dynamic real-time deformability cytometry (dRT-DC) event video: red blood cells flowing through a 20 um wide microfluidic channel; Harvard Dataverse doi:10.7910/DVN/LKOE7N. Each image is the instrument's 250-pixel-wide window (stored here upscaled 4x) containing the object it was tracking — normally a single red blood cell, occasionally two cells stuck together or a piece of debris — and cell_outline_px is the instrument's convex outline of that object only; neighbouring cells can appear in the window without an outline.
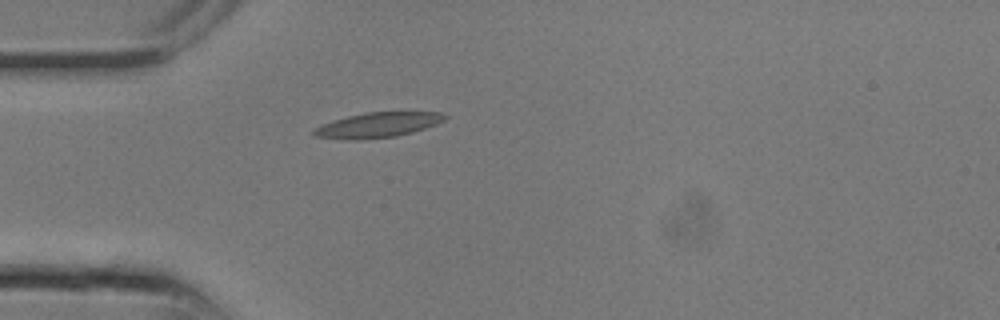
{"species": "common noctule bat (a hibernating species)", "species_latin": "Nyctalus noctula", "temperature_condition": "room temperature", "stored_images_in_passage": 3, "camera_frame_rate_fps": 3000, "um_per_image_px": 0.085, "animal": {"sex": "male", "body_mass_g": 13.3}, "frame": {"image": 1, "passage_image": 1, "time_ms": 0.0, "image_size_px": [1000, 320], "cell_outline_px": [[448, 116], [444, 120], [436, 124], [412, 132], [396, 136], [360, 140], [344, 140], [312, 136], [312, 128], [348, 116], [364, 112], [440, 112]], "centroid_in_image_um": [32.06, 10.63], "position_along_channel_um": 52.9, "area_um2": 19.13}}
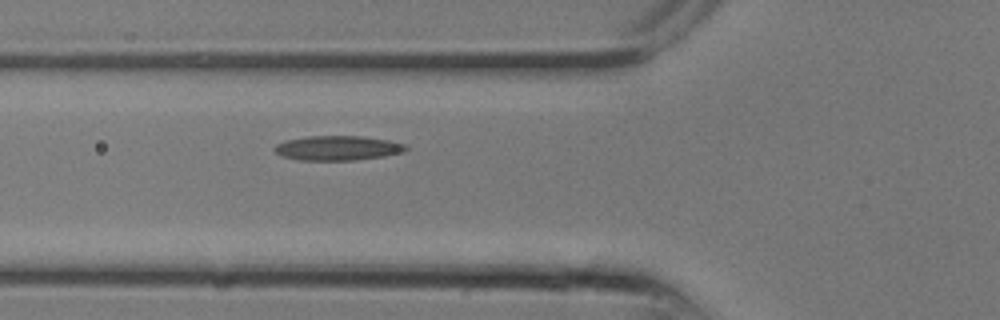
{"frame": {"image": 2, "passage_image": 3, "time_ms": 0.667, "image_size_px": [1000, 320], "cell_outline_px": [[408, 148], [404, 152], [384, 156], [356, 160], [300, 160], [280, 156], [272, 148], [276, 144], [284, 140], [308, 136], [364, 136], [388, 140], [408, 144]], "centroid_in_image_um": [28.7, 12.58], "position_along_channel_um": 97.1, "area_um2": 19.07}}